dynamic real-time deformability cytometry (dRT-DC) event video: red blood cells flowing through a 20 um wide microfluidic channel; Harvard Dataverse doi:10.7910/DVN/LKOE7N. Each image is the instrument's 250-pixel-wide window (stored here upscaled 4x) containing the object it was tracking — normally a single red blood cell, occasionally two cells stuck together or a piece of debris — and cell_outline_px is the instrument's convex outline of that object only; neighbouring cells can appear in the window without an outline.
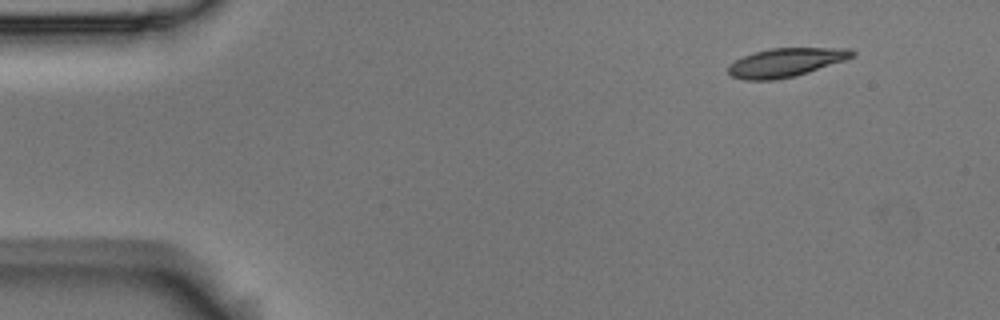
{"species": "Egyptian fruit bat (a non-hibernating species)", "species_latin": "Rousettus aegyptiacus", "temperature_condition": "room temperature", "stored_images_in_passage": 4, "camera_frame_rate_fps": 3000, "um_per_image_px": 0.085, "animal": {"sex": "male"}, "frame": {"image": 1, "passage_image": 1, "time_ms": 0.0, "image_size_px": [1000, 320], "cell_outline_px": [[856, 52], [852, 56], [844, 60], [796, 76], [776, 80], [744, 80], [732, 76], [728, 72], [728, 64], [744, 56], [756, 52], [772, 48], [852, 48]], "centroid_in_image_um": [66.78, 5.31], "position_along_channel_um": 18.2, "area_um2": 20.58}}
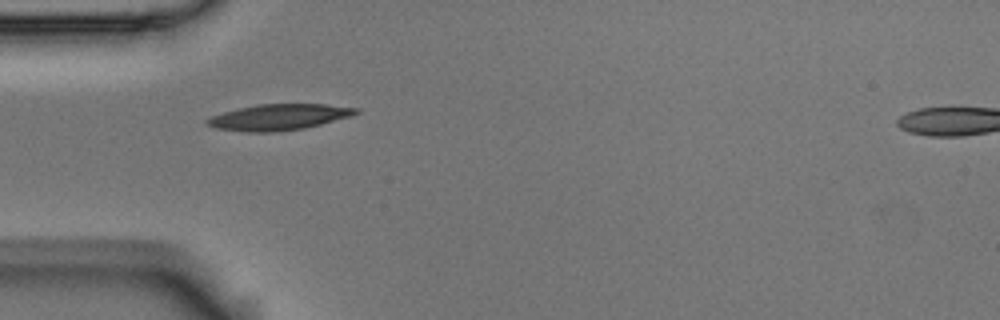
{"frame": {"image": 2, "passage_image": 4, "time_ms": 1.0, "image_size_px": [1000, 320], "cell_outline_px": [[360, 112], [352, 116], [304, 128], [272, 132], [248, 132], [216, 128], [204, 124], [204, 120], [212, 116], [224, 112], [240, 108], [260, 104], [324, 104], [360, 108]], "centroid_in_image_um": [23.71, 9.95], "position_along_channel_um": 61.3, "area_um2": 22.43}}